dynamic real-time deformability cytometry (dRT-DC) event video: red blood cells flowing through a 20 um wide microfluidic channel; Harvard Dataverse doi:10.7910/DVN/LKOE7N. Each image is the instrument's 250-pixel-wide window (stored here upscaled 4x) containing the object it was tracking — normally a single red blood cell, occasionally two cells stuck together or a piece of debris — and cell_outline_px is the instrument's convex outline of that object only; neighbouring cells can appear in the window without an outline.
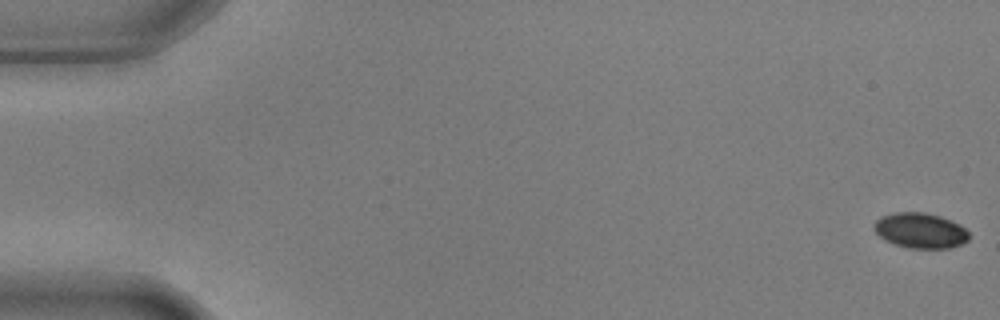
{"species": "common noctule bat (a hibernating species)", "species_latin": "Nyctalus noctula", "temperature_condition": "warm", "stored_images_in_passage": 56, "camera_frame_rate_fps": 3000, "um_per_image_px": 0.085, "animal": {"sex": "male", "body_mass_g": 17.9, "forearm_length_mm": 54.2}, "frame": {"image": 1, "passage_image": 1, "time_ms": 0.0, "image_size_px": [1000, 320], "cell_outline_px": [[968, 240], [960, 244], [948, 248], [908, 248], [884, 240], [872, 228], [872, 224], [880, 216], [896, 212], [924, 212], [940, 216], [960, 224], [968, 232]], "centroid_in_image_um": [78.19, 19.58], "position_along_channel_um": 6.8, "area_um2": 19.54}}
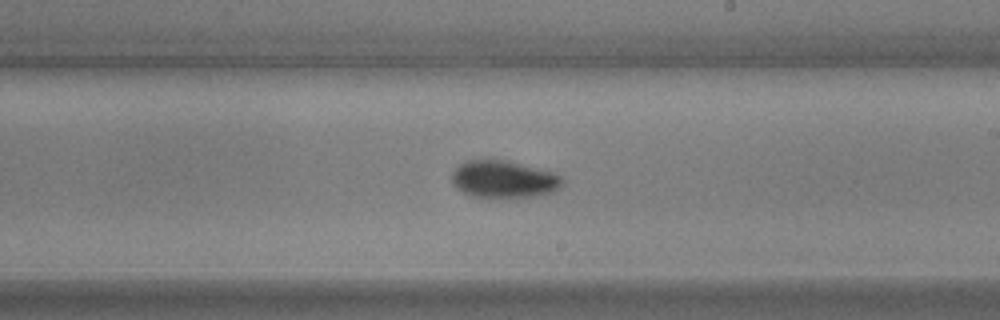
{"frame": {"image": 2, "passage_image": 33, "time_ms": 10.667, "image_size_px": [1000, 320], "cell_outline_px": [[564, 184], [560, 188], [552, 192], [536, 196], [472, 196], [456, 188], [452, 184], [452, 172], [464, 160], [508, 160], [552, 172], [564, 176]], "centroid_in_image_um": [42.84, 15.21], "position_along_channel_um": 246.2, "area_um2": 23.87}}
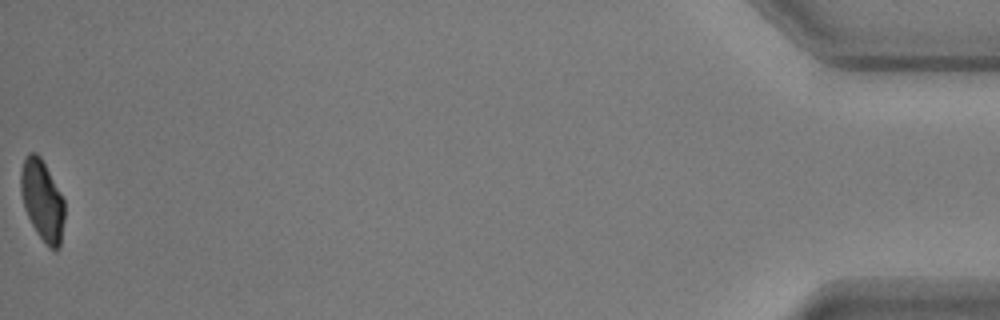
{"frame": {"image": 3, "passage_image": 56, "time_ms": 18.333, "image_size_px": [1000, 320], "cell_outline_px": [[64, 220], [60, 248], [56, 252], [48, 248], [36, 232], [24, 208], [20, 192], [20, 172], [24, 160], [28, 152], [36, 152], [40, 156], [64, 200]], "centroid_in_image_um": [3.59, 17.07], "position_along_channel_um": 431.6, "area_um2": 20.69}, "authors_computed_cell_mechanics": {"area_um2": 22.3108, "velocity_mm_per_s": 3.6585, "shape_relaxation_time_tau1_ms": 2.9896, "shape_relaxation_time_tau2_ms": 8.4482, "deformation_change_tau1": 0.1244, "deformation_change_tau2": 0.1076}}